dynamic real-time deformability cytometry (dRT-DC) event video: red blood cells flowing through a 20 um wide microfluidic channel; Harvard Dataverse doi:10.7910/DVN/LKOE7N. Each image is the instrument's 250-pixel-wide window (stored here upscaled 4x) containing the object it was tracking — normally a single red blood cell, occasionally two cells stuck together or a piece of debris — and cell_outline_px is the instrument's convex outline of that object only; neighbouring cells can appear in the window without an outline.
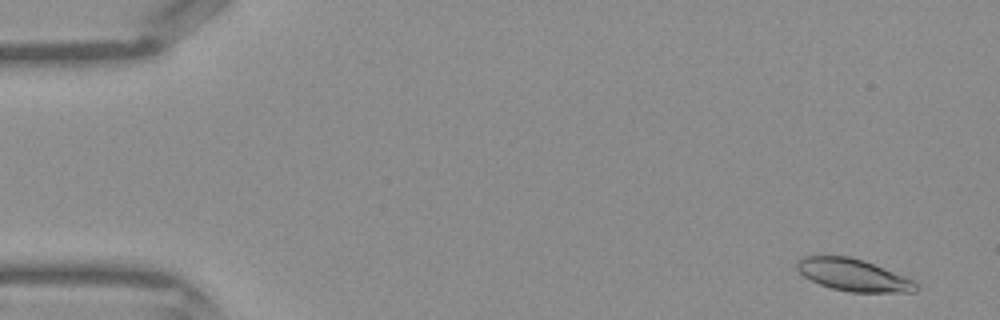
{"species": "Egyptian fruit bat (a non-hibernating species)", "species_latin": "Rousettus aegyptiacus", "temperature_condition": "warm", "stored_images_in_passage": 44, "camera_frame_rate_fps": 3000, "um_per_image_px": 0.085, "frame": {"image": 1, "passage_image": 3, "time_ms": 0.667, "image_size_px": [1000, 320], "cell_outline_px": [[920, 288], [916, 292], [848, 292], [832, 288], [820, 284], [804, 276], [796, 268], [796, 264], [804, 256], [848, 256], [864, 260], [912, 280]], "centroid_in_image_um": [72.53, 23.38], "position_along_channel_um": 12.5, "area_um2": 21.96}}
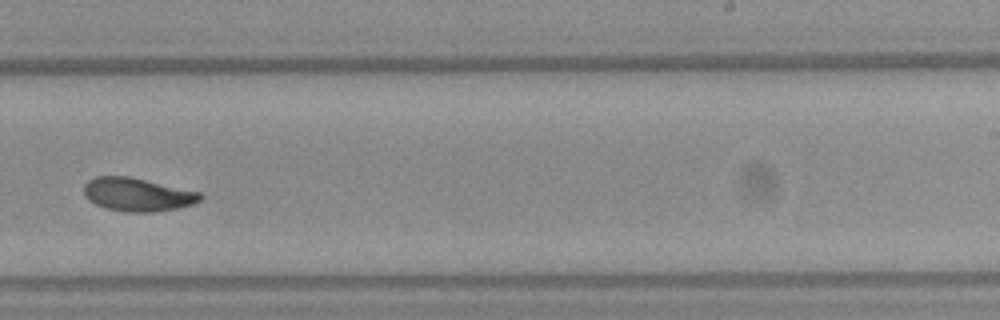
{"frame": {"image": 2, "passage_image": 28, "time_ms": 9.0, "image_size_px": [1000, 320], "cell_outline_px": [[204, 196], [200, 200], [192, 204], [180, 208], [152, 212], [124, 212], [108, 208], [96, 204], [88, 200], [84, 192], [84, 184], [88, 180], [96, 176], [128, 176], [200, 192]], "centroid_in_image_um": [11.68, 16.53], "position_along_channel_um": 277.3, "area_um2": 22.54}}
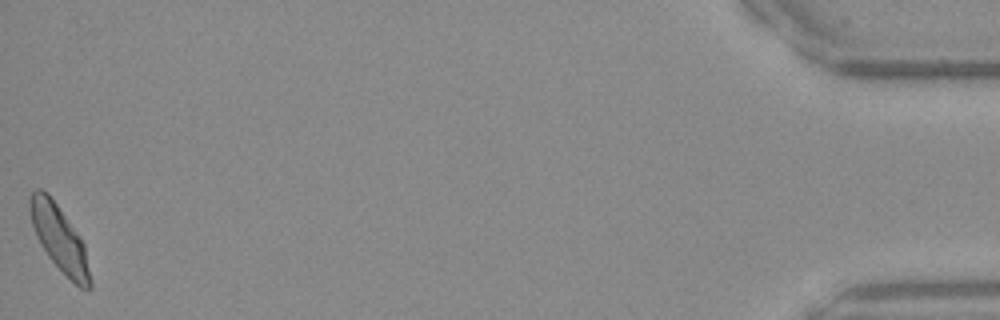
{"frame": {"image": 3, "passage_image": 44, "time_ms": 14.333, "image_size_px": [1000, 320], "cell_outline_px": [[92, 288], [80, 288], [48, 256], [40, 244], [36, 236], [32, 224], [28, 208], [28, 200], [32, 192], [36, 188], [40, 188], [48, 192], [80, 236], [84, 244], [92, 280]], "centroid_in_image_um": [5.03, 20.22], "position_along_channel_um": 430.2, "area_um2": 23.0}}